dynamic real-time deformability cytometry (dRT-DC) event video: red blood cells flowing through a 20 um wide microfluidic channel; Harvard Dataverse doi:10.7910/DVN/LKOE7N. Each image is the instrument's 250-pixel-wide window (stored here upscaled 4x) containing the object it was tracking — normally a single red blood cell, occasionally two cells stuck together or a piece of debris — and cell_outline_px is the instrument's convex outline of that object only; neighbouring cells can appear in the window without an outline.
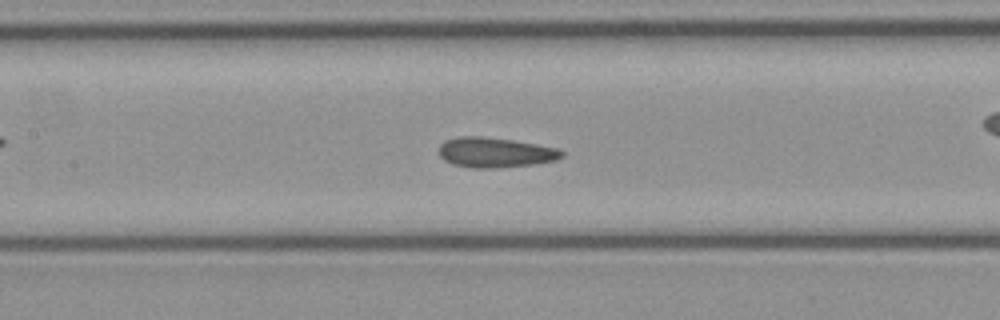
{"species": "common noctule bat (a hibernating species)", "species_latin": "Nyctalus noctula", "temperature_condition": "cold", "stored_images_in_passage": 47, "camera_frame_rate_fps": 3000, "um_per_image_px": 0.085, "animal": {"sex": "female", "body_mass_g": 21.9}, "frame": {"image": 1, "passage_image": 21, "time_ms": 6.667, "image_size_px": [1000, 320], "cell_outline_px": [[564, 156], [556, 160], [532, 164], [496, 168], [472, 168], [452, 164], [444, 160], [440, 156], [440, 144], [444, 140], [460, 136], [480, 136], [512, 140], [560, 148], [564, 152]], "centroid_in_image_um": [42.09, 12.96], "position_along_channel_um": 165.3, "area_um2": 21.56}}
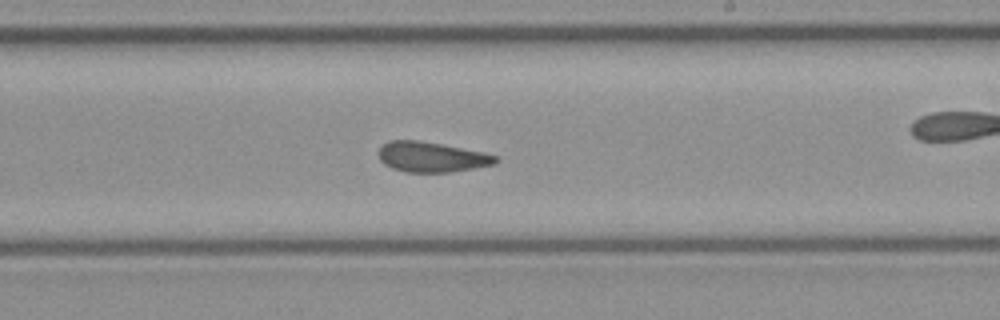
{"frame": {"image": 2, "passage_image": 27, "time_ms": 8.667, "image_size_px": [1000, 320], "cell_outline_px": [[500, 160], [496, 164], [452, 172], [404, 172], [392, 168], [384, 164], [380, 160], [376, 152], [380, 144], [388, 140], [416, 140], [440, 144], [484, 152], [500, 156]], "centroid_in_image_um": [36.66, 13.34], "position_along_channel_um": 252.3, "area_um2": 20.98}}